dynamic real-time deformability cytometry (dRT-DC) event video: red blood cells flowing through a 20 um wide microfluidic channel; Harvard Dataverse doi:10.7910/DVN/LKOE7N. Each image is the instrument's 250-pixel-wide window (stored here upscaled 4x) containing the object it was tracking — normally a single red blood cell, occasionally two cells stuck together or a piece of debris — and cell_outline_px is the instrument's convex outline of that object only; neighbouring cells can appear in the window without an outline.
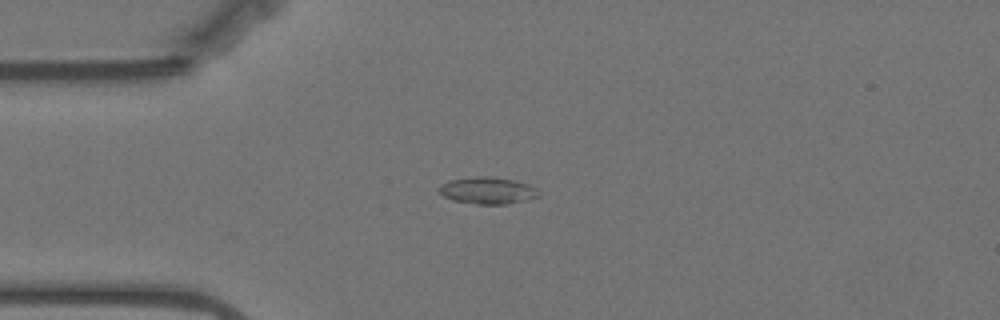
{"species": "Egyptian fruit bat (a non-hibernating species)", "species_latin": "Rousettus aegyptiacus", "temperature_condition": "warm", "stored_images_in_passage": 56, "camera_frame_rate_fps": 3000, "um_per_image_px": 0.085, "animal": {"sex": "female"}, "frame": {"image": 1, "passage_image": 13, "time_ms": 4.0, "image_size_px": [1000, 320], "cell_outline_px": [[540, 196], [528, 200], [508, 204], [476, 204], [452, 200], [444, 196], [436, 188], [440, 184], [448, 180], [476, 176], [488, 176], [512, 180], [528, 184], [536, 188], [540, 192]], "centroid_in_image_um": [41.43, 16.2], "position_along_channel_um": 43.6, "area_um2": 15.78}}
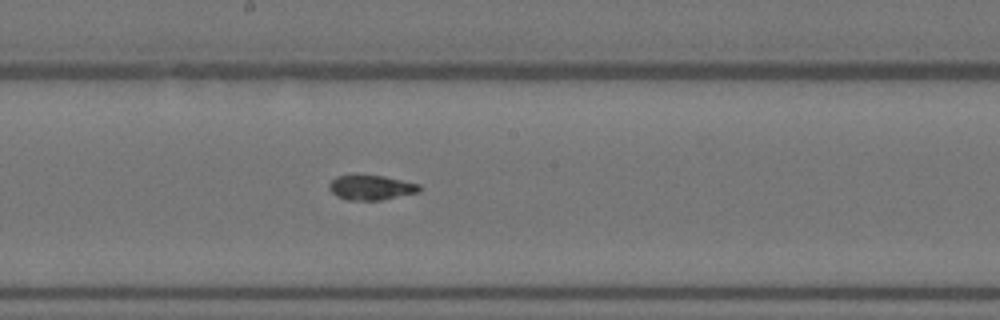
{"frame": {"image": 2, "passage_image": 29, "time_ms": 9.333, "image_size_px": [1000, 320], "cell_outline_px": [[420, 192], [380, 200], [348, 200], [336, 196], [328, 188], [328, 184], [336, 176], [356, 172], [384, 176], [420, 184]], "centroid_in_image_um": [31.49, 15.9], "position_along_channel_um": 216.7, "area_um2": 13.58}}
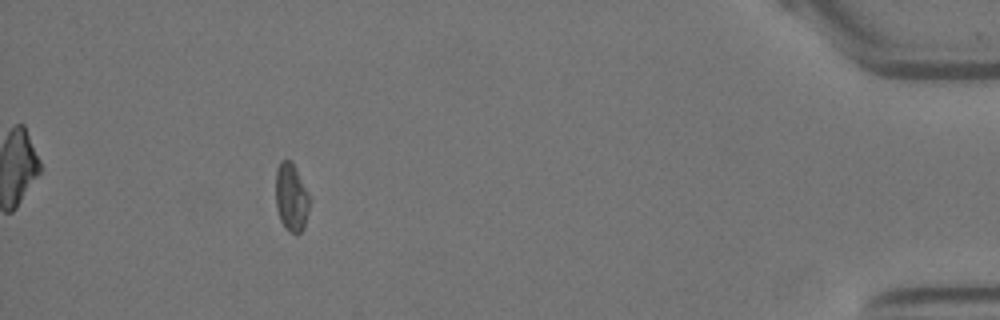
{"frame": {"image": 3, "passage_image": 51, "time_ms": 16.667, "image_size_px": [1000, 320], "cell_outline_px": [[312, 200], [304, 228], [300, 232], [292, 232], [284, 228], [280, 220], [276, 208], [276, 168], [280, 160], [292, 160]], "centroid_in_image_um": [24.77, 16.76], "position_along_channel_um": 410.4, "area_um2": 13.76}, "authors_computed_cell_mechanics": {"area_um2": 13.8431, "velocity_mm_per_s": 3.5221, "shape_relaxation_time_tau1_ms": null, "shape_relaxation_time_tau2_ms": 2.3832, "deformation_change_tau1": null, "deformation_change_tau2": 0.0697}}